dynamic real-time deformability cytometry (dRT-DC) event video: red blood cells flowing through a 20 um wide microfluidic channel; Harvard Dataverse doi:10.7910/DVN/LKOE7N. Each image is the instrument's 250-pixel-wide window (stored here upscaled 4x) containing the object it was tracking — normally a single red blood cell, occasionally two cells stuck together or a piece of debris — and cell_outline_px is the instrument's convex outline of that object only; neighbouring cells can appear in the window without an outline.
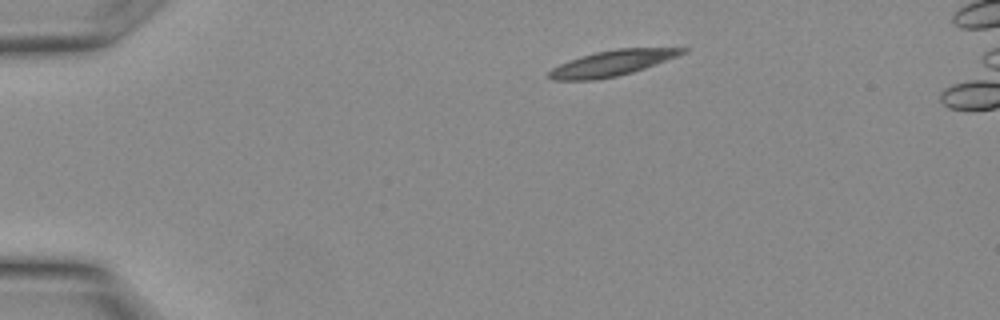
{"species": "Egyptian fruit bat (a non-hibernating species)", "species_latin": "Rousettus aegyptiacus", "temperature_condition": "warm", "stored_images_in_passage": 7, "camera_frame_rate_fps": 3000, "um_per_image_px": 0.085, "animal": {"sex": "female"}, "frame": {"image": 1, "passage_image": 1, "time_ms": 0.0, "image_size_px": [1000, 320], "cell_outline_px": [[688, 52], [644, 68], [632, 72], [616, 76], [596, 80], [552, 80], [548, 76], [548, 72], [552, 68], [560, 64], [580, 56], [596, 52], [616, 48], [688, 48]], "centroid_in_image_um": [52.01, 5.36], "position_along_channel_um": 33.0, "area_um2": 19.71}}
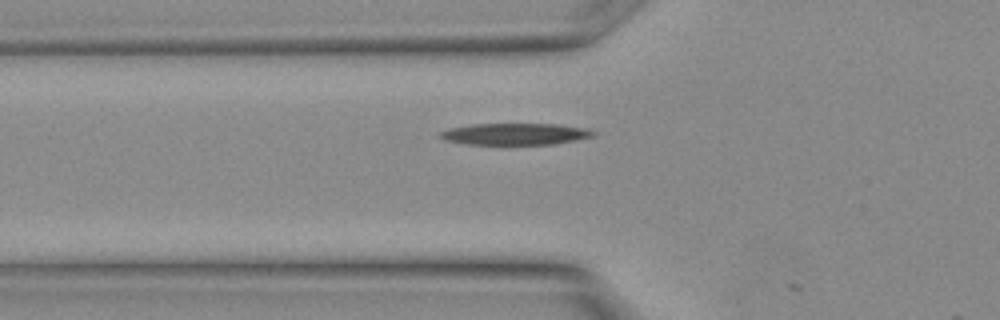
{"frame": {"image": 2, "passage_image": 6, "time_ms": 1.667, "image_size_px": [1000, 320], "cell_outline_px": [[596, 132], [592, 136], [552, 144], [464, 144], [444, 140], [440, 136], [440, 132], [448, 128], [472, 124], [556, 124], [580, 128]], "centroid_in_image_um": [43.67, 11.39], "position_along_channel_um": 82.1, "area_um2": 18.9}}